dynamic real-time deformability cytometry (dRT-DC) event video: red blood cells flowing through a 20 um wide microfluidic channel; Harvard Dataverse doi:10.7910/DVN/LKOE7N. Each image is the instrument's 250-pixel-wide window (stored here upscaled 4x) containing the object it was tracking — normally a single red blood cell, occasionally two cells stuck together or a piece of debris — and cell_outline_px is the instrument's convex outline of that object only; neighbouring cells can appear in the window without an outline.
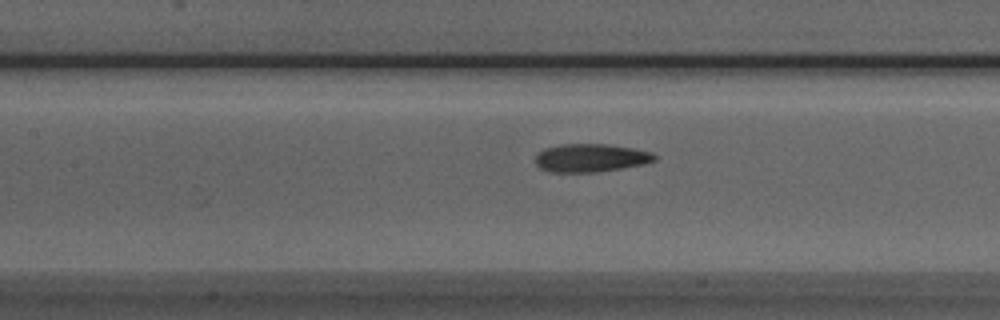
{"species": "Egyptian fruit bat (a non-hibernating species)", "species_latin": "Rousettus aegyptiacus", "temperature_condition": "room temperature", "stored_images_in_passage": 40, "camera_frame_rate_fps": 3000, "um_per_image_px": 0.085, "animal": {"sex": "male"}, "frame": {"image": 1, "passage_image": 19, "time_ms": 6.0, "image_size_px": [1000, 320], "cell_outline_px": [[656, 160], [644, 164], [596, 172], [548, 172], [540, 168], [536, 164], [536, 156], [544, 148], [564, 144], [608, 144], [632, 148], [652, 152], [656, 156]], "centroid_in_image_um": [50.21, 13.42], "position_along_channel_um": 157.2, "area_um2": 19.48}}
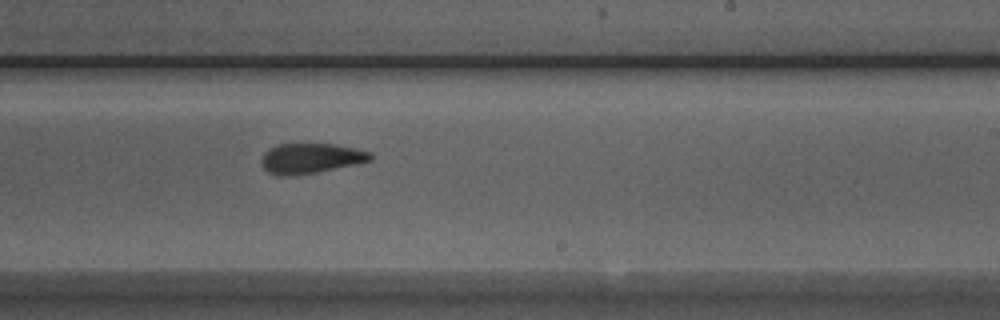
{"frame": {"image": 2, "passage_image": 27, "time_ms": 8.667, "image_size_px": [1000, 320], "cell_outline_px": [[372, 160], [316, 172], [292, 176], [276, 176], [268, 172], [264, 168], [260, 160], [264, 152], [268, 148], [276, 144], [336, 144], [356, 148], [372, 152]], "centroid_in_image_um": [26.37, 13.45], "position_along_channel_um": 262.6, "area_um2": 19.25}}
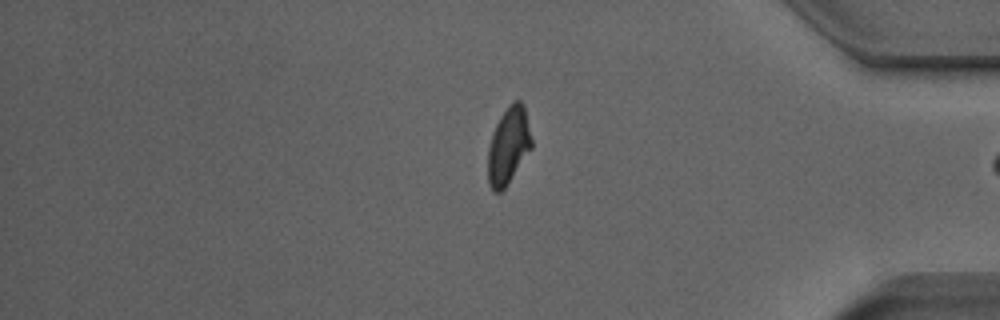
{"frame": {"image": 3, "passage_image": 39, "time_ms": 12.667, "image_size_px": [1000, 320], "cell_outline_px": [[532, 148], [504, 188], [500, 192], [492, 192], [488, 184], [488, 148], [496, 124], [500, 116], [508, 104], [512, 100], [520, 100], [524, 104], [532, 140]], "centroid_in_image_um": [43.22, 12.36], "position_along_channel_um": 392.0, "area_um2": 19.59}}